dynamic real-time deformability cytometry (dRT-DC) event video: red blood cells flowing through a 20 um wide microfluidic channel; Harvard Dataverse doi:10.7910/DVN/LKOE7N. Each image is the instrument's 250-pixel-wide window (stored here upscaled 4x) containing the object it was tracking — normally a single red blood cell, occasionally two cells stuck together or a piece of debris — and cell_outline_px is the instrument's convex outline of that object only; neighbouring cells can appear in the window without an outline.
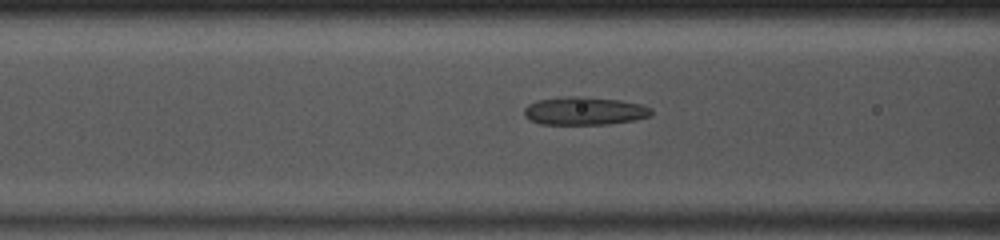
{"species": "common noctule bat (a hibernating species)", "species_latin": "Nyctalus noctula", "temperature_condition": "room temperature", "stored_images_in_passage": 49, "camera_frame_rate_fps": 3000, "um_per_image_px": 0.085, "animal": {"sex": "male", "body_mass_g": 13.0, "forearm_length_mm": 53.1}, "frame": {"image": 1, "passage_image": 20, "time_ms": 6.333, "image_size_px": [1000, 240], "cell_outline_px": [[652, 116], [636, 120], [608, 124], [540, 124], [524, 116], [524, 108], [528, 104], [536, 100], [564, 96], [584, 96], [620, 100], [640, 104], [652, 108]], "centroid_in_image_um": [49.69, 9.42], "position_along_channel_um": 116.9, "area_um2": 21.04}}
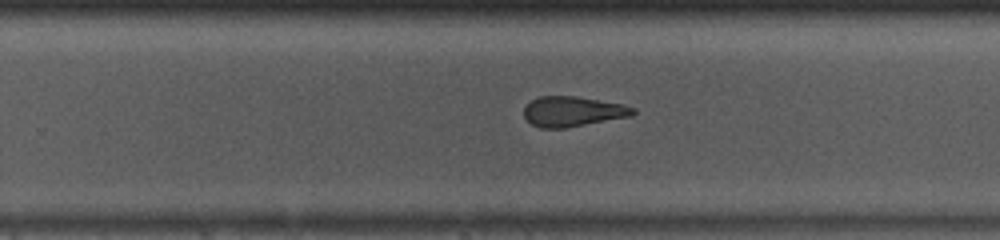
{"frame": {"image": 2, "passage_image": 32, "time_ms": 10.333, "image_size_px": [1000, 240], "cell_outline_px": [[636, 112], [632, 116], [564, 128], [540, 128], [532, 124], [524, 116], [524, 108], [532, 100], [540, 96], [576, 96], [624, 104], [636, 108]], "centroid_in_image_um": [48.71, 9.47], "position_along_channel_um": 281.1, "area_um2": 19.13}}
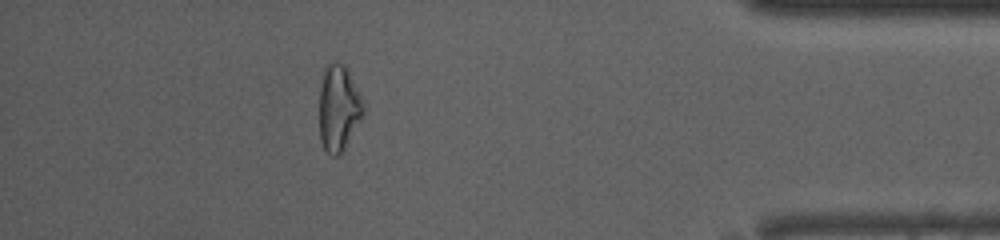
{"frame": {"image": 3, "passage_image": 44, "time_ms": 14.333, "image_size_px": [1000, 240], "cell_outline_px": [[368, 108], [364, 116], [344, 152], [340, 156], [332, 156], [324, 148], [320, 140], [320, 88], [324, 64], [344, 64], [348, 68]], "centroid_in_image_um": [28.84, 9.22], "position_along_channel_um": 406.4, "area_um2": 22.95}, "authors_computed_cell_mechanics": {"area_um2": 21.4438, "velocity_mm_per_s": 4.1056, "shape_relaxation_time_tau1_ms": 3.4259, "shape_relaxation_time_tau2_ms": 1.7985, "deformation_change_tau1": 0.1319, "deformation_change_tau2": 0.1176}}